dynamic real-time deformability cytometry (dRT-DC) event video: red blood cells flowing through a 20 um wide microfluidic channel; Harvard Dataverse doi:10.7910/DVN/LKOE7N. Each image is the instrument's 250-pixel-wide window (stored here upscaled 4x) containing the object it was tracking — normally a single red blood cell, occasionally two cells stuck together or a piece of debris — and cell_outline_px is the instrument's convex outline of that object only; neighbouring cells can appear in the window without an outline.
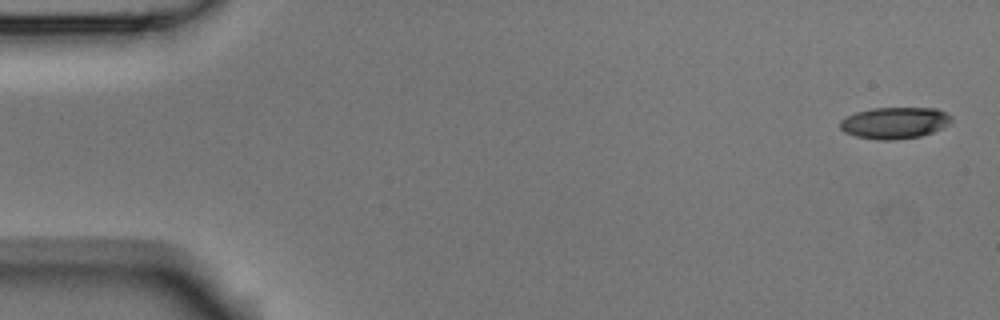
{"species": "Egyptian fruit bat (a non-hibernating species)", "species_latin": "Rousettus aegyptiacus", "temperature_condition": "room temperature", "stored_images_in_passage": 5, "camera_frame_rate_fps": 3000, "um_per_image_px": 0.085, "animal": {"sex": "male"}, "frame": {"image": 1, "passage_image": 1, "time_ms": 0.0, "image_size_px": [1000, 320], "cell_outline_px": [[952, 120], [948, 124], [932, 132], [920, 136], [896, 140], [880, 140], [856, 136], [844, 132], [840, 128], [840, 120], [856, 112], [872, 108], [936, 108], [952, 116]], "centroid_in_image_um": [76.03, 10.44], "position_along_channel_um": 9.0, "area_um2": 20.35}}
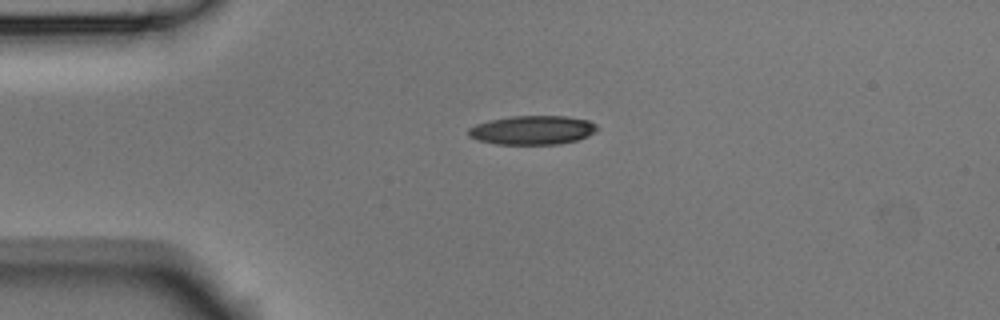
{"frame": {"image": 2, "passage_image": 4, "time_ms": 1.0, "image_size_px": [1000, 320], "cell_outline_px": [[600, 128], [588, 136], [576, 140], [556, 144], [496, 144], [480, 140], [468, 136], [468, 128], [476, 124], [488, 120], [512, 116], [564, 116], [588, 120], [596, 124]], "centroid_in_image_um": [45.26, 11.05], "position_along_channel_um": 39.7, "area_um2": 21.68}}